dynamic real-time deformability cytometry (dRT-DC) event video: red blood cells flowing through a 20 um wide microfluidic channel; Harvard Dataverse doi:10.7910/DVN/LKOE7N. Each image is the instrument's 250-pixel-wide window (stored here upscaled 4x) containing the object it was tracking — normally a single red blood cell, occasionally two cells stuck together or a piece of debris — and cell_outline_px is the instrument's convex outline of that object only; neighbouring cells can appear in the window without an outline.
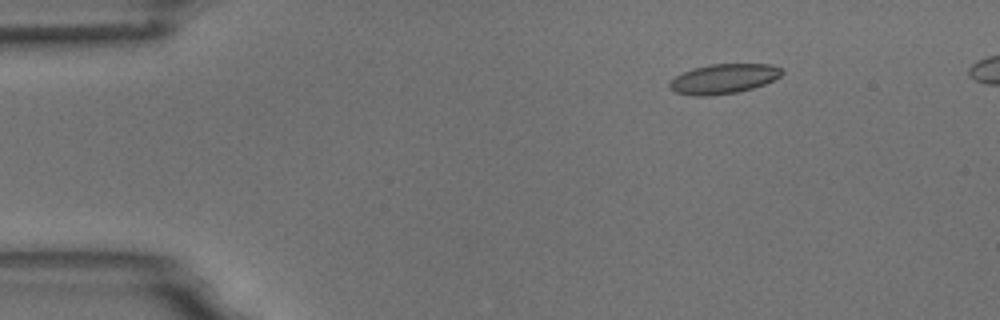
{"species": "common noctule bat (a hibernating species)", "species_latin": "Nyctalus noctula", "temperature_condition": "room temperature", "stored_images_in_passage": 8, "camera_frame_rate_fps": 3000, "um_per_image_px": 0.085, "animal": {"sex": "male", "body_mass_g": 18.8}, "frame": {"image": 1, "passage_image": 3, "time_ms": 2.333, "image_size_px": [1000, 320], "cell_outline_px": [[784, 72], [780, 76], [764, 84], [752, 88], [736, 92], [708, 96], [692, 96], [676, 92], [668, 88], [668, 84], [676, 76], [692, 68], [708, 64], [768, 64], [780, 68]], "centroid_in_image_um": [61.47, 6.7], "position_along_channel_um": 23.5, "area_um2": 19.36}}